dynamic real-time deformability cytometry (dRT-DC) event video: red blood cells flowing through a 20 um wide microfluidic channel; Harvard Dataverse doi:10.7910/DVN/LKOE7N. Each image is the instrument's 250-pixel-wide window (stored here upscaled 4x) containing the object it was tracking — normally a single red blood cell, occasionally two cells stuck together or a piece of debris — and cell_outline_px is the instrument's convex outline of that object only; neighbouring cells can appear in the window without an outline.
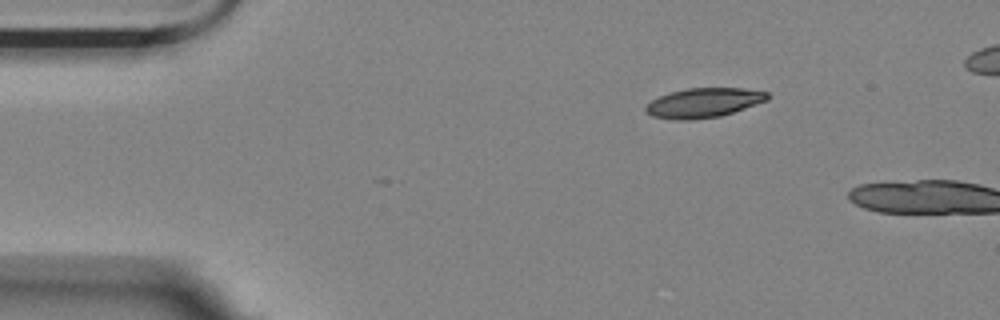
{"species": "Egyptian fruit bat (a non-hibernating species)", "species_latin": "Rousettus aegyptiacus", "temperature_condition": "room temperature", "stored_images_in_passage": 3, "camera_frame_rate_fps": 3000, "um_per_image_px": 0.085, "animal": {"sex": "female"}, "frame": {"image": 1, "passage_image": 1, "time_ms": 0.0, "image_size_px": [1000, 320], "cell_outline_px": [[768, 100], [720, 116], [692, 120], [672, 120], [652, 116], [644, 112], [644, 108], [652, 100], [668, 92], [688, 88], [744, 88], [768, 92]], "centroid_in_image_um": [59.77, 8.74], "position_along_channel_um": 25.2, "area_um2": 20.98}}